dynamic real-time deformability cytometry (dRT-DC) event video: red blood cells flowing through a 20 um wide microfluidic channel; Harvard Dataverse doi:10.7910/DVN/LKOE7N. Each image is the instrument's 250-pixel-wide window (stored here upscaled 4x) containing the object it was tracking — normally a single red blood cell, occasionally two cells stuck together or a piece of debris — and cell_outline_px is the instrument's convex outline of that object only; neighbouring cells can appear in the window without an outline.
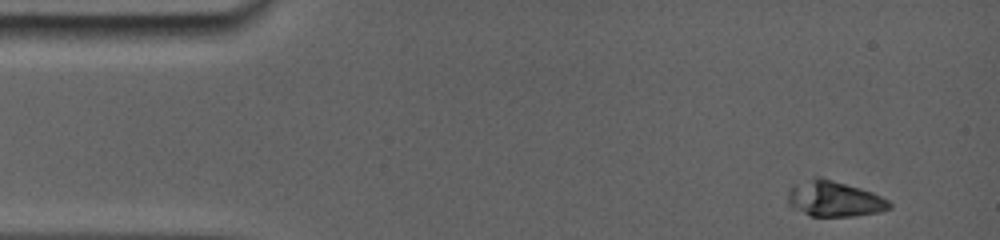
{"species": "common noctule bat (a hibernating species)", "species_latin": "Nyctalus noctula", "temperature_condition": "room temperature", "stored_images_in_passage": 4, "camera_frame_rate_fps": 5000, "um_per_image_px": 0.085, "animal": {"sex": "female", "body_mass_g": 19.0, "forearm_length_mm": 56.7}, "frame": {"image": 1, "passage_image": 1, "time_ms": 0.0, "image_size_px": [1000, 240], "cell_outline_px": [[892, 208], [880, 212], [856, 216], [812, 216], [788, 204], [788, 192], [792, 188], [816, 176], [872, 192], [888, 200], [892, 204]], "centroid_in_image_um": [70.97, 16.93], "position_along_channel_um": 14.0, "area_um2": 20.4}}
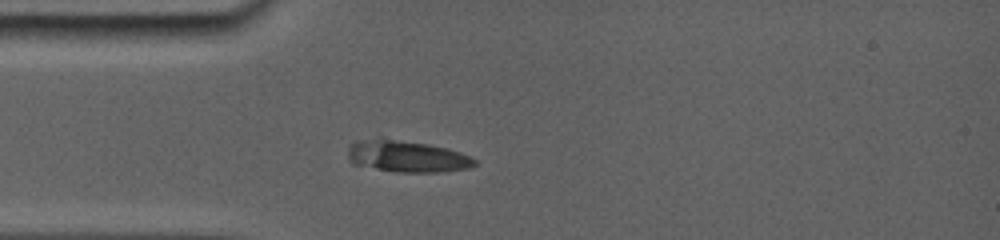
{"frame": {"image": 2, "passage_image": 4, "time_ms": 3.2, "image_size_px": [1000, 240], "cell_outline_px": [[476, 164], [468, 168], [436, 172], [396, 172], [352, 164], [348, 160], [348, 152], [352, 144], [424, 144], [444, 148], [468, 156], [476, 160]], "centroid_in_image_um": [34.7, 13.42], "position_along_channel_um": 50.3, "area_um2": 20.92}}